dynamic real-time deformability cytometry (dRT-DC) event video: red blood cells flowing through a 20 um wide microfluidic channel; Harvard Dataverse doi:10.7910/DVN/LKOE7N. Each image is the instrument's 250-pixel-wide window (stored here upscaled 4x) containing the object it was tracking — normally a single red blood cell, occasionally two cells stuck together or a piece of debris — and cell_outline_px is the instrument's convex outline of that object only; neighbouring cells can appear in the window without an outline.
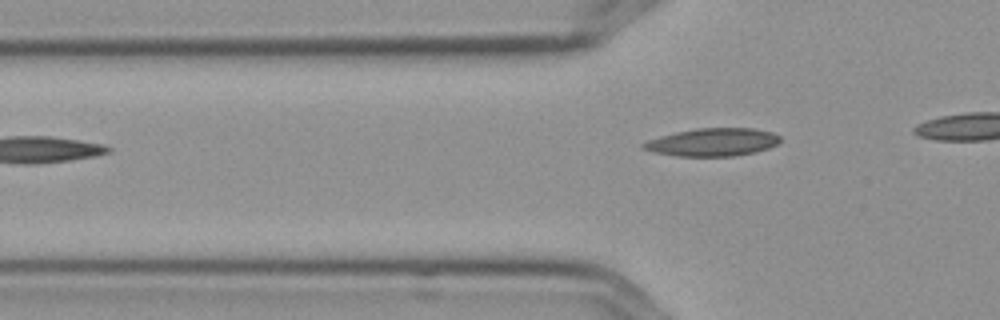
{"species": "Egyptian fruit bat (a non-hibernating species)", "species_latin": "Rousettus aegyptiacus", "temperature_condition": "cold", "stored_images_in_passage": 3, "camera_frame_rate_fps": 3000, "um_per_image_px": 0.085, "frame": {"image": 1, "passage_image": 3, "time_ms": 0.667, "image_size_px": [1000, 320], "cell_outline_px": [[780, 140], [776, 144], [768, 148], [756, 152], [732, 156], [676, 156], [656, 152], [640, 148], [640, 144], [648, 140], [660, 136], [676, 132], [696, 128], [756, 128], [772, 132], [780, 136]], "centroid_in_image_um": [60.57, 12.08], "position_along_channel_um": 65.2, "area_um2": 22.25}}